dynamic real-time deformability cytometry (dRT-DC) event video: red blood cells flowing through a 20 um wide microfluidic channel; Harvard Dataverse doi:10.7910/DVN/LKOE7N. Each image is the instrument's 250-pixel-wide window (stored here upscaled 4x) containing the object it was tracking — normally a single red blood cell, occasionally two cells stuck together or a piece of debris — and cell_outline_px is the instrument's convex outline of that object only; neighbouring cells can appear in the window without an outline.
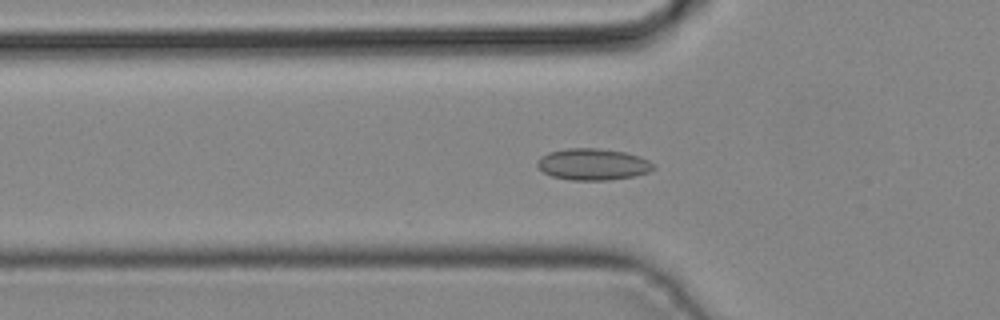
{"species": "common noctule bat (a hibernating species)", "species_latin": "Nyctalus noctula", "temperature_condition": "cold", "stored_images_in_passage": 39, "camera_frame_rate_fps": 3000, "um_per_image_px": 0.085, "animal": {"sex": "male", "body_mass_g": 19.2, "forearm_length_mm": 51.8}, "frame": {"image": 1, "passage_image": 14, "time_ms": 4.333, "image_size_px": [1000, 320], "cell_outline_px": [[656, 168], [648, 172], [636, 176], [608, 180], [572, 180], [552, 176], [544, 172], [536, 164], [536, 160], [540, 156], [548, 152], [568, 148], [596, 148], [624, 152], [640, 156], [648, 160]], "centroid_in_image_um": [50.39, 13.96], "position_along_channel_um": 75.4, "area_um2": 21.39}}
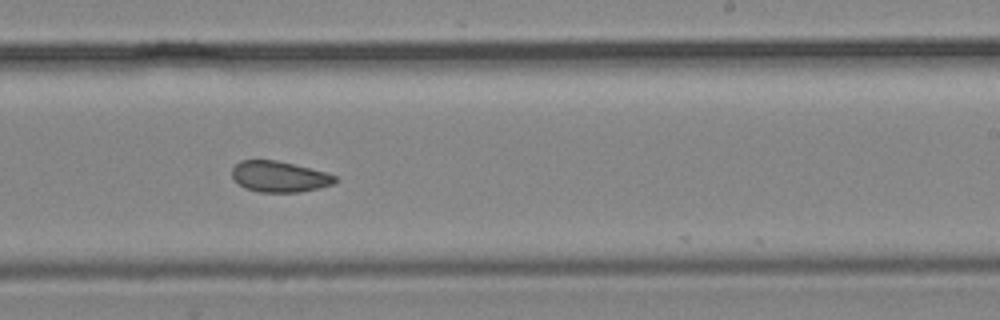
{"frame": {"image": 2, "passage_image": 26, "time_ms": 8.333, "image_size_px": [1000, 320], "cell_outline_px": [[336, 180], [332, 184], [320, 188], [300, 192], [260, 192], [244, 188], [232, 176], [232, 168], [240, 160], [276, 160], [324, 172], [336, 176]], "centroid_in_image_um": [23.72, 15.02], "position_along_channel_um": 265.3, "area_um2": 18.32}}
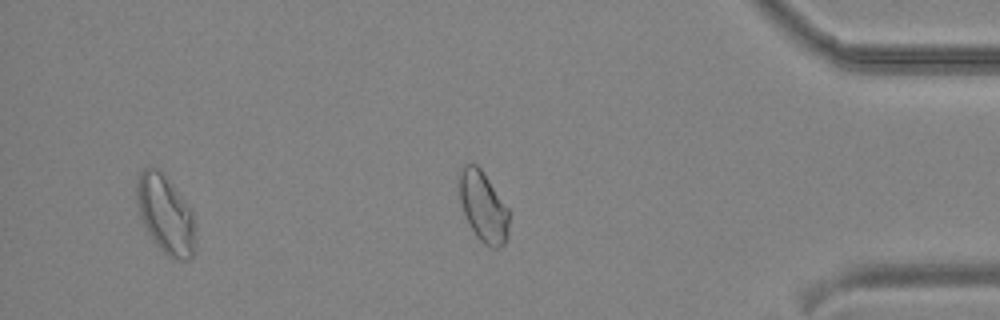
{"frame": {"image": 3, "passage_image": 36, "time_ms": 11.667, "image_size_px": [1000, 320], "cell_outline_px": [[508, 240], [504, 244], [496, 248], [488, 248], [476, 236], [464, 212], [460, 200], [456, 176], [460, 168], [468, 164], [476, 164], [480, 168], [508, 208]], "centroid_in_image_um": [41.05, 17.56], "position_along_channel_um": 394.2, "area_um2": 20.46}}